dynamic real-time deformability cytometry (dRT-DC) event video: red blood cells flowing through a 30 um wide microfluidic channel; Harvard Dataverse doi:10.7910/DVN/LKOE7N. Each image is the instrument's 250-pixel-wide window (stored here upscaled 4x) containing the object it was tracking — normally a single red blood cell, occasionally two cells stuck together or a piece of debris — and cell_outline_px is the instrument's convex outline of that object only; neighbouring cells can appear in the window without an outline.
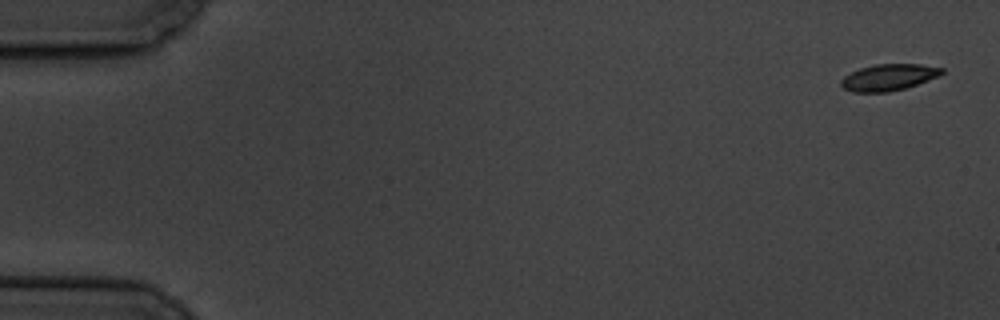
{"species": "common noctule bat (a hibernating species)", "species_latin": "Nyctalus noctula", "temperature_condition": "cold", "stored_images_in_passage": 7, "camera_frame_rate_fps": 3000, "um_per_image_px": 0.085, "animal": {"sex": "male", "body_mass_g": 19.5, "forearm_length_mm": 54.6}, "frame": {"image": 1, "passage_image": 1, "time_ms": 0.0, "image_size_px": [1000, 320], "cell_outline_px": [[944, 72], [928, 80], [904, 88], [888, 92], [852, 92], [844, 88], [840, 84], [840, 80], [844, 76], [860, 68], [876, 64], [920, 64], [944, 68]], "centroid_in_image_um": [75.51, 6.57], "position_along_channel_um": 9.5, "area_um2": 15.37}}
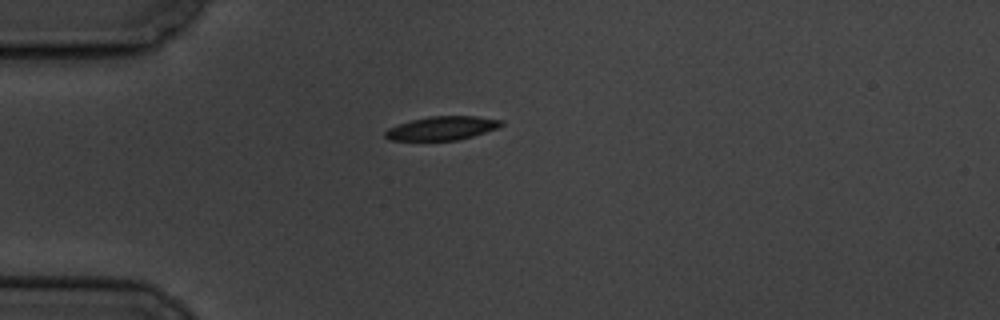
{"frame": {"image": 2, "passage_image": 5, "time_ms": 4.667, "image_size_px": [1000, 320], "cell_outline_px": [[504, 124], [496, 128], [472, 136], [456, 140], [388, 140], [384, 136], [384, 132], [388, 128], [412, 120], [428, 116], [476, 116], [504, 120]], "centroid_in_image_um": [37.57, 10.89], "position_along_channel_um": 47.4, "area_um2": 15.9}}
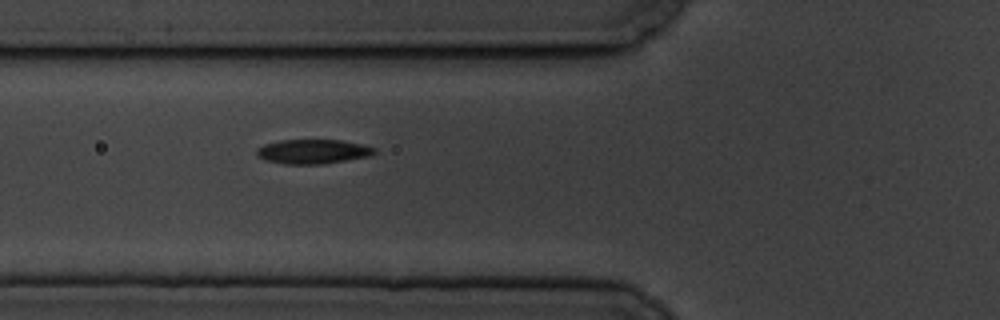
{"frame": {"image": 3, "passage_image": 7, "time_ms": 6.667, "image_size_px": [1000, 320], "cell_outline_px": [[376, 152], [372, 156], [324, 164], [284, 164], [264, 160], [256, 156], [256, 148], [264, 144], [280, 140], [344, 140], [364, 144], [376, 148]], "centroid_in_image_um": [26.61, 12.88], "position_along_channel_um": 99.2, "area_um2": 17.11}}